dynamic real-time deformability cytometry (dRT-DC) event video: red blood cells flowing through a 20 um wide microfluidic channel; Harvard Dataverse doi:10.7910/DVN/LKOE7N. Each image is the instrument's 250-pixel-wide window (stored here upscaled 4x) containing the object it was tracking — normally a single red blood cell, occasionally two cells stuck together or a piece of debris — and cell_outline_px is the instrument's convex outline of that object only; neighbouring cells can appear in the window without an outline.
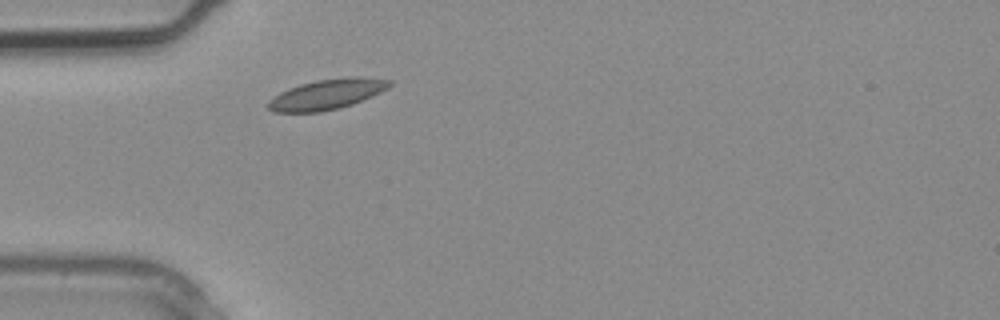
{"species": "common noctule bat (a hibernating species)", "species_latin": "Nyctalus noctula", "temperature_condition": "warm", "stored_images_in_passage": 1, "camera_frame_rate_fps": 3000, "um_per_image_px": 0.085, "animal": {"sex": "male", "body_mass_g": 20.4}, "frame": {"image": 1, "passage_image": 1, "time_ms": 0.0, "image_size_px": [1000, 320], "cell_outline_px": [[392, 84], [388, 88], [372, 96], [352, 104], [320, 112], [276, 112], [268, 108], [268, 100], [280, 92], [288, 88], [300, 84], [316, 80], [348, 76], [356, 76], [392, 80]], "centroid_in_image_um": [27.79, 8.0], "position_along_channel_um": 57.2, "area_um2": 21.33}}